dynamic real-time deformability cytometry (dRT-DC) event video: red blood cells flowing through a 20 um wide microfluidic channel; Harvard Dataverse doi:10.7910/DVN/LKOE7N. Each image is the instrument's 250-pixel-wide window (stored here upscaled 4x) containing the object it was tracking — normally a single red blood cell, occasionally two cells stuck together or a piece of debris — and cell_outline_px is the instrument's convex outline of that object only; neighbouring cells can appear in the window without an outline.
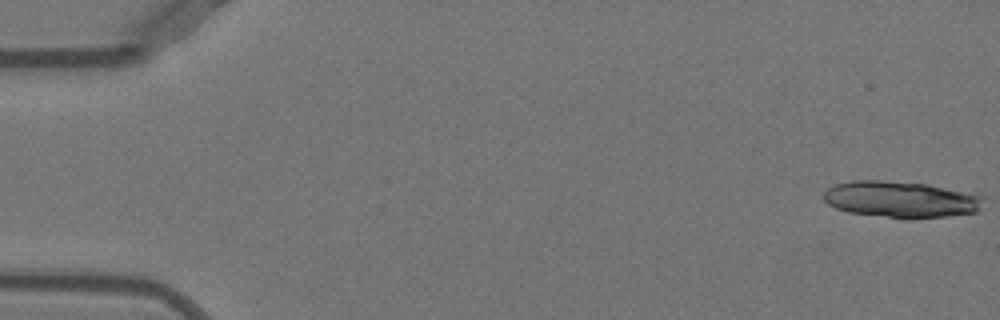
{"species": "Egyptian fruit bat (a non-hibernating species)", "species_latin": "Rousettus aegyptiacus", "temperature_condition": "warm", "stored_images_in_passage": 16, "camera_frame_rate_fps": 3000, "um_per_image_px": 0.085, "animal": {"sex": "female"}, "frame": {"image": 1, "passage_image": 1, "time_ms": 0.0, "image_size_px": [1000, 320], "cell_outline_px": [[984, 196], [980, 208], [976, 212], [948, 216], [908, 220], [848, 212], [836, 208], [828, 204], [824, 200], [824, 192], [828, 188], [836, 184], [852, 180], [880, 180], [928, 184]], "centroid_in_image_um": [76.56, 16.96], "position_along_channel_um": 8.4, "area_um2": 34.1}}